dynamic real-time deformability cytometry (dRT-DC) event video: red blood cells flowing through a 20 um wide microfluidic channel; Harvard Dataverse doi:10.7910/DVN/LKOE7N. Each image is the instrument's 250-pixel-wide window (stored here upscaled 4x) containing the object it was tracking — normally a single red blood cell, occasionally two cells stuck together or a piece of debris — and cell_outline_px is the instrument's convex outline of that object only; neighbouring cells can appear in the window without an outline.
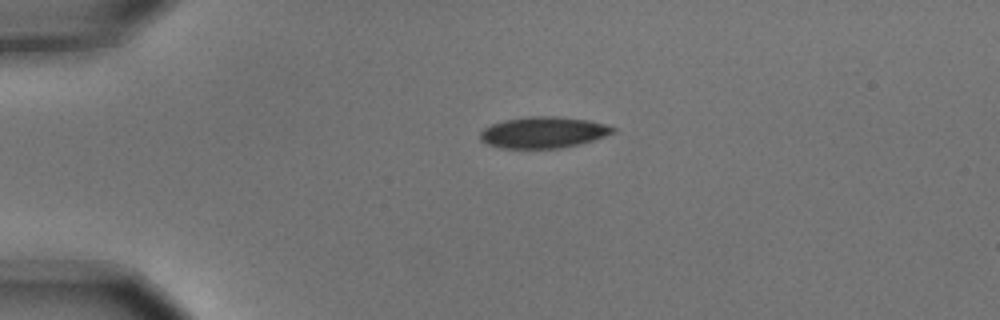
{"species": "common noctule bat (a hibernating species)", "species_latin": "Nyctalus noctula", "temperature_condition": "cold", "stored_images_in_passage": 3, "segment_of_instrument_passage": [1, 2], "camera_frame_rate_fps": 3000, "um_per_image_px": 0.085, "animal": {"sex": "male", "body_mass_g": 15.6}, "frame": {"image": 1, "passage_image": 1, "time_ms": 0.0, "image_size_px": [1000, 320], "cell_outline_px": [[616, 132], [580, 144], [560, 148], [500, 148], [488, 144], [480, 140], [480, 132], [484, 128], [492, 124], [504, 120], [528, 116], [556, 116], [588, 120], [604, 124], [616, 128]], "centroid_in_image_um": [46.17, 11.25], "position_along_channel_um": 38.8, "area_um2": 24.16}}